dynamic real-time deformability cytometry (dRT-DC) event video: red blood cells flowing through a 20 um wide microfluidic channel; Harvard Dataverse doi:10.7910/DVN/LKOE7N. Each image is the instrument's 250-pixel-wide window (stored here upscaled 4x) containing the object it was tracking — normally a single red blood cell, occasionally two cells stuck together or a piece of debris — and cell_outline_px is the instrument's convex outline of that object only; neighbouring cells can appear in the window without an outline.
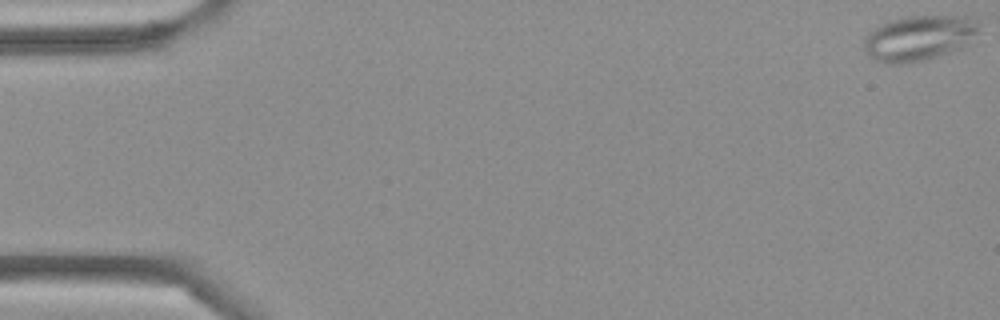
{"species": "Egyptian fruit bat (a non-hibernating species)", "species_latin": "Rousettus aegyptiacus", "temperature_condition": "cold", "stored_images_in_passage": 4, "camera_frame_rate_fps": 3000, "um_per_image_px": 0.085, "frame": {"image": 1, "passage_image": 1, "time_ms": 0.0, "image_size_px": [1000, 320], "cell_outline_px": [[980, 32], [960, 48], [928, 60], [908, 64], [888, 64], [876, 60], [864, 48], [864, 40], [868, 32], [880, 24], [888, 20], [908, 16], [956, 16], [976, 20], [980, 24]], "centroid_in_image_um": [78.11, 3.24], "position_along_channel_um": 6.9, "area_um2": 30.4}}